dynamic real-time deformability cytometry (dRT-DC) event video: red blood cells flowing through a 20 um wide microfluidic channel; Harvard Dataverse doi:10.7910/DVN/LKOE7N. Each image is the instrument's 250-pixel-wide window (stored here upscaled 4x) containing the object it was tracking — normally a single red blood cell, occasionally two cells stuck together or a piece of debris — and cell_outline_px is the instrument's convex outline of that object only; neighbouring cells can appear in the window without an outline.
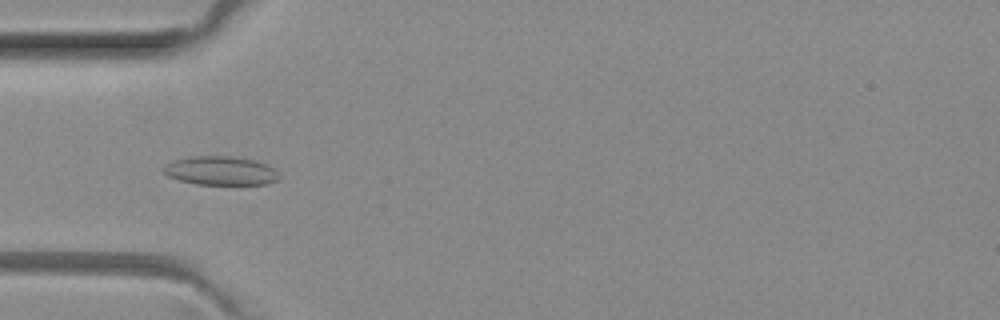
{"species": "common noctule bat (a hibernating species)", "species_latin": "Nyctalus noctula", "temperature_condition": "room temperature", "stored_images_in_passage": 31, "camera_frame_rate_fps": 3000, "um_per_image_px": 0.085, "animal": {"sex": "female", "body_mass_g": 29.2, "forearm_length_mm": 56.3}, "frame": {"image": 1, "passage_image": 16, "time_ms": 5.0, "image_size_px": [1000, 320], "cell_outline_px": [[280, 180], [268, 184], [196, 184], [180, 180], [168, 176], [164, 172], [164, 168], [168, 164], [176, 160], [196, 156], [232, 156], [256, 160], [272, 168], [280, 176]], "centroid_in_image_um": [18.81, 14.52], "position_along_channel_um": 66.2, "area_um2": 19.13}}
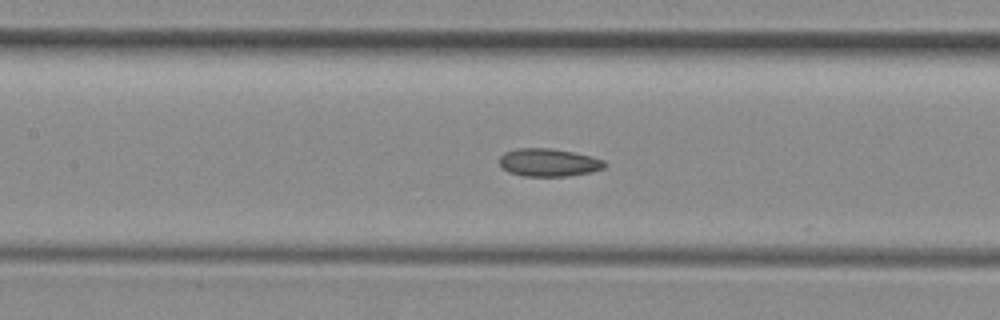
{"frame": {"image": 2, "passage_image": 23, "time_ms": 7.333, "image_size_px": [1000, 320], "cell_outline_px": [[608, 164], [604, 168], [592, 172], [568, 176], [524, 176], [508, 172], [500, 164], [500, 156], [504, 152], [516, 148], [548, 148], [572, 152], [592, 156], [604, 160]], "centroid_in_image_um": [46.66, 13.81], "position_along_channel_um": 160.7, "area_um2": 17.17}}
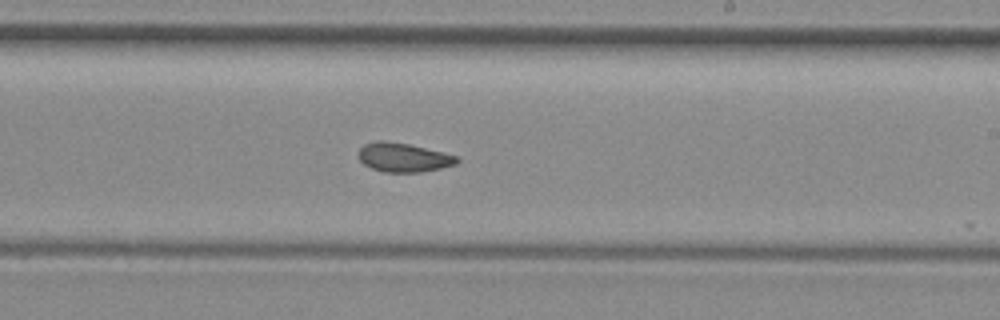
{"frame": {"image": 3, "passage_image": 30, "time_ms": 9.667, "image_size_px": [1000, 320], "cell_outline_px": [[460, 160], [456, 164], [440, 168], [420, 172], [384, 172], [372, 168], [364, 164], [360, 160], [356, 152], [364, 144], [376, 140], [384, 140], [408, 144], [456, 156]], "centroid_in_image_um": [34.23, 13.38], "position_along_channel_um": 254.8, "area_um2": 16.53}}